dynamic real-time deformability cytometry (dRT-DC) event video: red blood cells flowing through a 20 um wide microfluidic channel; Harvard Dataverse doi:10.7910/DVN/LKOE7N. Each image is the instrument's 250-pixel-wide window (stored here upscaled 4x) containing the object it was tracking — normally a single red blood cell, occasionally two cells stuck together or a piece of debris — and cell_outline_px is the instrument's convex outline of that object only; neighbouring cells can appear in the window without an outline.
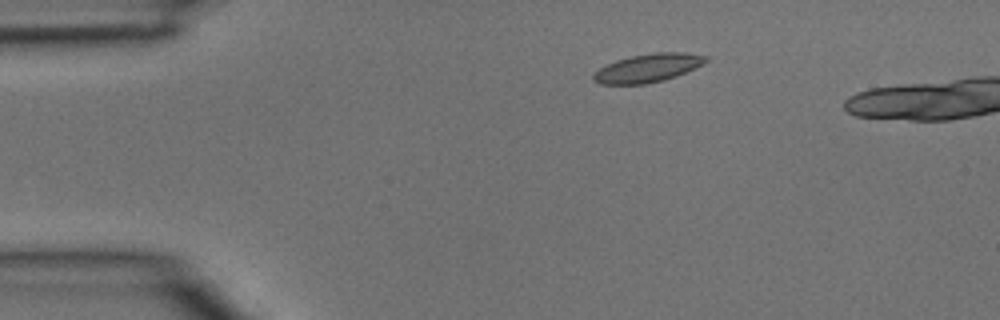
{"species": "common noctule bat (a hibernating species)", "species_latin": "Nyctalus noctula", "temperature_condition": "room temperature", "stored_images_in_passage": 2, "camera_frame_rate_fps": 3000, "um_per_image_px": 0.085, "animal": {"sex": "male", "body_mass_g": 15.6}, "frame": {"image": 1, "passage_image": 1, "time_ms": 0.0, "image_size_px": [1000, 320], "cell_outline_px": [[708, 60], [676, 76], [664, 80], [644, 84], [600, 84], [592, 80], [592, 76], [600, 68], [616, 60], [632, 56], [656, 52], [684, 52], [708, 56]], "centroid_in_image_um": [55.04, 5.78], "position_along_channel_um": 30.0, "area_um2": 18.26}}